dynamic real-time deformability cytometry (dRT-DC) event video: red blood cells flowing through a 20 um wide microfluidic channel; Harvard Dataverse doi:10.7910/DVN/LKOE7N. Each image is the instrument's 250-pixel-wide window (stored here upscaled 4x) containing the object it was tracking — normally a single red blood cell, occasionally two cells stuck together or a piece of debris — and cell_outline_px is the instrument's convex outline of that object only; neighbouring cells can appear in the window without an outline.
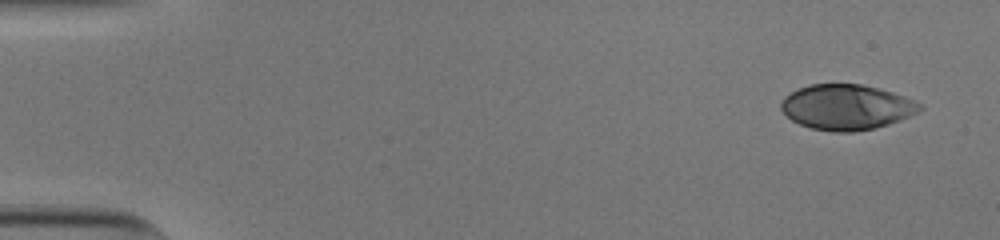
{"species": "human", "species_latin": "Homo sapiens", "temperature_condition": "cold", "stored_images_in_passage": 51, "camera_frame_rate_fps": 3000, "um_per_image_px": 0.085, "donor": {"sex": "male"}, "frame": {"image": 1, "passage_image": 1, "time_ms": 0.0, "image_size_px": [1000, 240], "cell_outline_px": [[924, 108], [900, 120], [876, 128], [852, 132], [832, 132], [812, 128], [800, 124], [792, 120], [780, 108], [780, 104], [784, 96], [808, 84], [860, 84], [892, 92], [904, 96], [920, 104]], "centroid_in_image_um": [71.93, 9.11], "position_along_channel_um": 13.1, "area_um2": 36.36}}
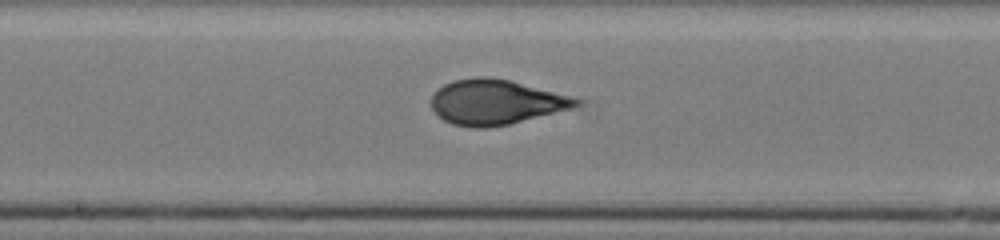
{"frame": {"image": 2, "passage_image": 27, "time_ms": 8.667, "image_size_px": [1000, 240], "cell_outline_px": [[580, 104], [572, 108], [508, 124], [488, 128], [472, 128], [452, 124], [444, 120], [432, 108], [432, 96], [436, 88], [452, 80], [476, 76], [484, 76], [512, 80], [568, 96], [580, 100]], "centroid_in_image_um": [42.08, 8.67], "position_along_channel_um": 206.1, "area_um2": 37.74}}
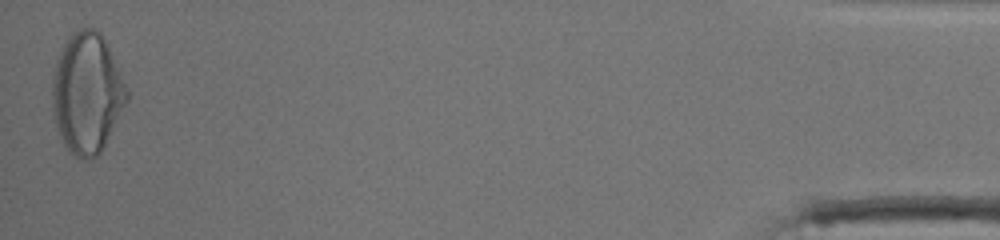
{"frame": {"image": 3, "passage_image": 51, "time_ms": 16.667, "image_size_px": [1000, 240], "cell_outline_px": [[128, 100], [104, 148], [96, 156], [84, 160], [80, 160], [68, 152], [64, 144], [56, 124], [52, 108], [52, 76], [56, 60], [64, 44], [72, 32], [80, 28], [96, 28], [104, 36], [128, 92]], "centroid_in_image_um": [7.39, 7.93], "position_along_channel_um": 427.8, "area_um2": 52.42}, "authors_computed_cell_mechanics": {"area_um2": 37.3388, "velocity_mm_per_s": 3.8356, "shape_relaxation_time_tau1_ms": 4.7835, "shape_relaxation_time_tau2_ms": null, "deformation_change_tau1": 0.2155, "deformation_change_tau2": null}}